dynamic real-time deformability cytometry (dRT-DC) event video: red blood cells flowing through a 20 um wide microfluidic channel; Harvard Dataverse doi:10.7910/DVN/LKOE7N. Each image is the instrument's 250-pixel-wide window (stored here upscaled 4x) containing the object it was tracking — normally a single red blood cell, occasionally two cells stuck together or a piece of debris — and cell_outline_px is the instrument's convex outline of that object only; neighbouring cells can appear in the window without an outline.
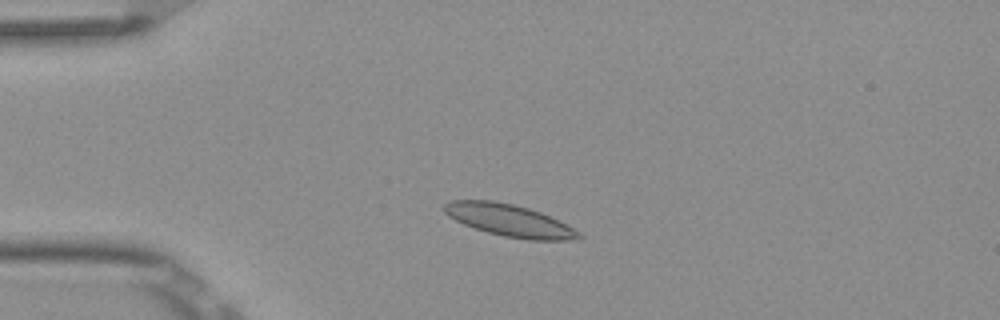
{"species": "Egyptian fruit bat (a non-hibernating species)", "species_latin": "Rousettus aegyptiacus", "temperature_condition": "room temperature", "stored_images_in_passage": 4, "camera_frame_rate_fps": 3000, "um_per_image_px": 0.085, "frame": {"image": 1, "passage_image": 3, "time_ms": 0.667, "image_size_px": [1000, 320], "cell_outline_px": [[584, 236], [580, 240], [528, 240], [504, 236], [488, 232], [464, 224], [448, 216], [444, 212], [444, 204], [452, 200], [492, 200], [512, 204], [528, 208], [540, 212], [580, 232]], "centroid_in_image_um": [43.31, 18.74], "position_along_channel_um": 41.7, "area_um2": 24.91}}